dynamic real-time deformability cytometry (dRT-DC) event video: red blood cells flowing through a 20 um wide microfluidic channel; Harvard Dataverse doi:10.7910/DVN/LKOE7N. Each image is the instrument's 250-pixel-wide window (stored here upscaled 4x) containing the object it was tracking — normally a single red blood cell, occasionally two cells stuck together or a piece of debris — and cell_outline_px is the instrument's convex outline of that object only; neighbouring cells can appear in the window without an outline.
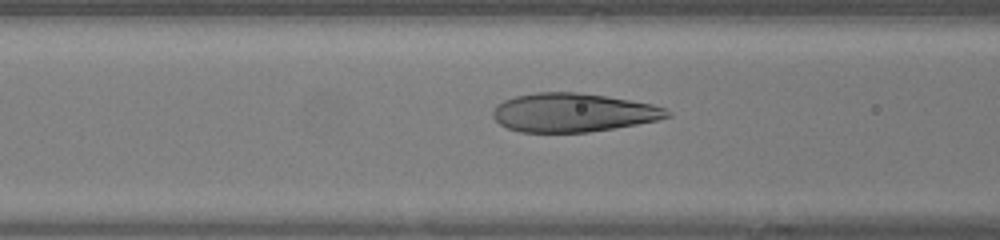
{"species": "human", "species_latin": "Homo sapiens", "temperature_condition": "warm", "stored_images_in_passage": 7, "camera_frame_rate_fps": 3000, "um_per_image_px": 0.085, "donor": {"sex": "female"}, "frame": {"image": 1, "passage_image": 5, "time_ms": 1.333, "image_size_px": [1000, 240], "cell_outline_px": [[672, 116], [656, 120], [636, 124], [588, 132], [520, 132], [508, 128], [500, 124], [492, 116], [492, 112], [496, 104], [504, 100], [516, 96], [536, 92], [576, 92], [608, 96], [652, 104], [664, 108], [672, 112]], "centroid_in_image_um": [48.7, 9.56], "position_along_channel_um": 117.9, "area_um2": 39.25}}